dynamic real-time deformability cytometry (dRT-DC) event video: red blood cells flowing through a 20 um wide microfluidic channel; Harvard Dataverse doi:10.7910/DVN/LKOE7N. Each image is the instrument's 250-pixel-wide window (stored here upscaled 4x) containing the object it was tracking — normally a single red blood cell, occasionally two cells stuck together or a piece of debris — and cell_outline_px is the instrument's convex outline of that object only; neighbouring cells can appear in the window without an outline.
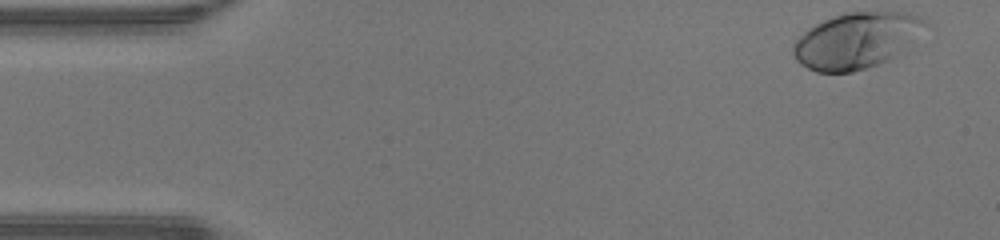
{"species": "human", "species_latin": "Homo sapiens", "temperature_condition": "warm", "stored_images_in_passage": 46, "camera_frame_rate_fps": 3000, "um_per_image_px": 0.085, "donor": {"sex": "male"}, "frame": {"image": 1, "passage_image": 1, "time_ms": 0.0, "image_size_px": [1000, 240], "cell_outline_px": [[924, 20], [908, 40], [888, 60], [852, 72], [816, 72], [800, 64], [796, 60], [792, 52], [792, 48], [796, 40], [808, 28], [824, 20], [844, 12], [908, 12]], "centroid_in_image_um": [72.6, 3.45], "position_along_channel_um": 12.4, "area_um2": 41.15}}
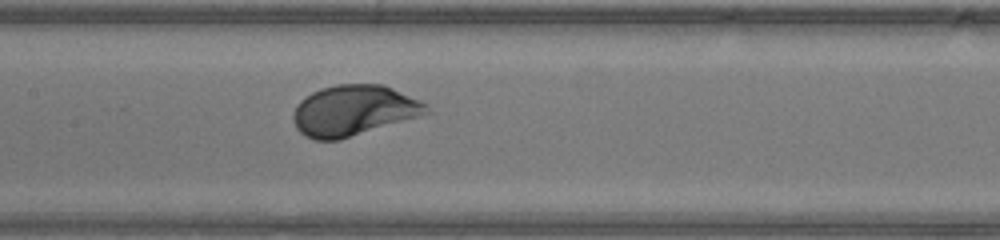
{"frame": {"image": 2, "passage_image": 21, "time_ms": 6.667, "image_size_px": [1000, 240], "cell_outline_px": [[432, 112], [420, 116], [340, 140], [312, 140], [304, 136], [296, 128], [292, 116], [296, 104], [300, 100], [312, 92], [320, 88], [336, 84], [384, 84], [428, 104]], "centroid_in_image_um": [30.05, 9.39], "position_along_channel_um": 177.3, "area_um2": 39.59}}
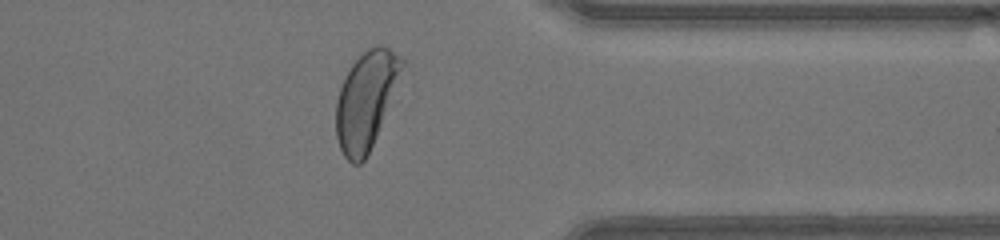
{"frame": {"image": 3, "passage_image": 36, "time_ms": 11.667, "image_size_px": [1000, 240], "cell_outline_px": [[404, 64], [368, 156], [360, 164], [352, 164], [344, 156], [340, 148], [336, 136], [336, 100], [340, 88], [352, 64], [368, 48], [376, 44], [380, 44], [388, 48], [404, 60]], "centroid_in_image_um": [31.07, 8.54], "position_along_channel_um": 380.3, "area_um2": 36.47}, "authors_computed_cell_mechanics": {"area_um2": 39.1306, "velocity_mm_per_s": 4.2917, "shape_relaxation_time_tau1_ms": 1.5411, "shape_relaxation_time_tau2_ms": null, "deformation_change_tau1": 0.1501, "deformation_change_tau2": null}}